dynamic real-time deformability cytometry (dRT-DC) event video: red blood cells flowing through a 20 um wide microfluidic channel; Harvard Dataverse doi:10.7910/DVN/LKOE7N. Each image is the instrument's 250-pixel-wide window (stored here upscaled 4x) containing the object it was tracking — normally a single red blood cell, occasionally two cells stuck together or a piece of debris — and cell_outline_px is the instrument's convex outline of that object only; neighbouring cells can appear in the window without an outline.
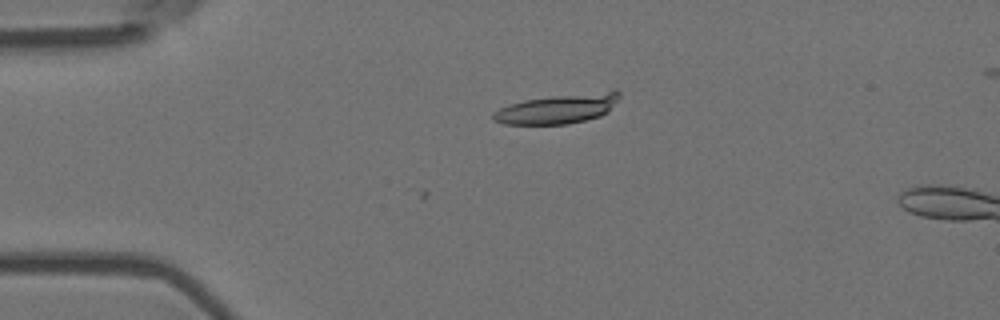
{"species": "Egyptian fruit bat (a non-hibernating species)", "species_latin": "Rousettus aegyptiacus", "temperature_condition": "room temperature", "stored_images_in_passage": 5, "camera_frame_rate_fps": 3000, "um_per_image_px": 0.085, "animal": {"sex": "female"}, "frame": {"image": 1, "passage_image": 3, "time_ms": 0.667, "image_size_px": [1000, 320], "cell_outline_px": [[620, 96], [608, 112], [600, 116], [568, 124], [504, 124], [492, 120], [492, 112], [508, 104], [524, 100], [616, 88], [620, 92]], "centroid_in_image_um": [47.44, 9.22], "position_along_channel_um": 37.6, "area_um2": 21.91}}